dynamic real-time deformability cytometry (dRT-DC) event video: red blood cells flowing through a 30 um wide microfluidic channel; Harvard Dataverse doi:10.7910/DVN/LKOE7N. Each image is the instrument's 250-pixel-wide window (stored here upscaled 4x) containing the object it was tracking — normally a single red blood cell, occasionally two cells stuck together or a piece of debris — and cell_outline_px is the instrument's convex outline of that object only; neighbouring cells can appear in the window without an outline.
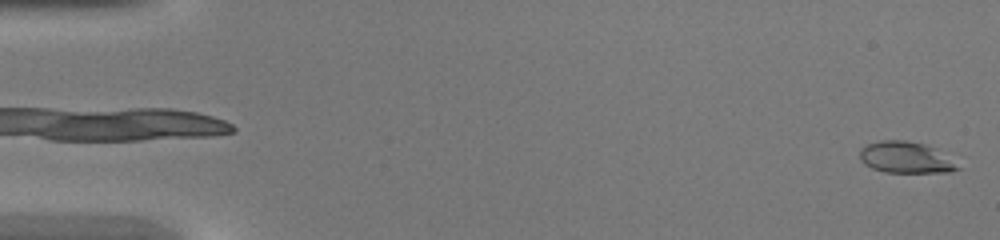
{"species": "common noctule bat (a hibernating species)", "species_latin": "Nyctalus noctula", "temperature_condition": "warm", "stored_images_in_passage": 44, "camera_frame_rate_fps": 3000, "um_per_image_px": 0.085, "animal": {"sex": "female", "body_mass_g": 20.0, "forearm_length_mm": 54.0}, "frame": {"image": 1, "passage_image": 1, "time_ms": 0.0, "image_size_px": [1000, 240], "cell_outline_px": [[960, 168], [952, 172], [884, 172], [872, 168], [864, 164], [860, 160], [860, 148], [868, 144], [880, 140], [904, 140], [924, 144], [936, 148]], "centroid_in_image_um": [76.93, 13.38], "position_along_channel_um": 8.1, "area_um2": 17.74}}
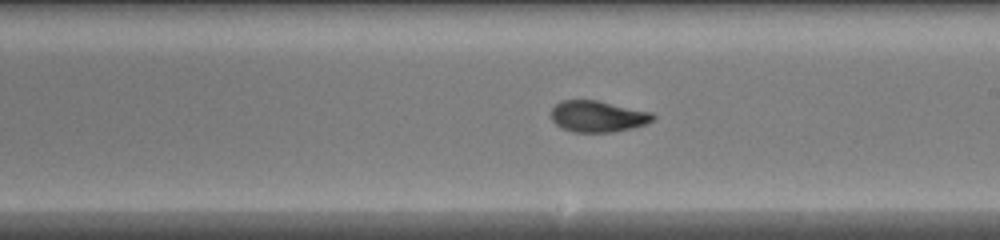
{"frame": {"image": 2, "passage_image": 26, "time_ms": 8.333, "image_size_px": [1000, 240], "cell_outline_px": [[656, 116], [652, 120], [644, 124], [632, 128], [612, 132], [572, 132], [556, 124], [552, 120], [552, 108], [560, 100], [596, 100], [652, 112]], "centroid_in_image_um": [50.81, 9.89], "position_along_channel_um": 238.2, "area_um2": 18.44}}
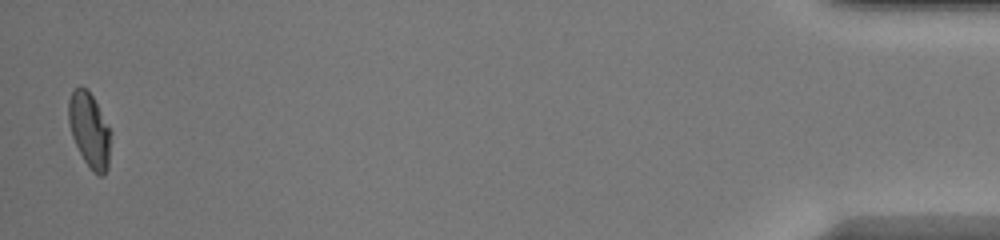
{"frame": {"image": 3, "passage_image": 44, "time_ms": 14.333, "image_size_px": [1000, 240], "cell_outline_px": [[112, 132], [108, 168], [104, 176], [100, 176], [92, 172], [84, 160], [72, 136], [68, 124], [68, 100], [72, 92], [80, 84], [92, 96]], "centroid_in_image_um": [7.62, 11.09], "position_along_channel_um": 427.6, "area_um2": 18.5}}